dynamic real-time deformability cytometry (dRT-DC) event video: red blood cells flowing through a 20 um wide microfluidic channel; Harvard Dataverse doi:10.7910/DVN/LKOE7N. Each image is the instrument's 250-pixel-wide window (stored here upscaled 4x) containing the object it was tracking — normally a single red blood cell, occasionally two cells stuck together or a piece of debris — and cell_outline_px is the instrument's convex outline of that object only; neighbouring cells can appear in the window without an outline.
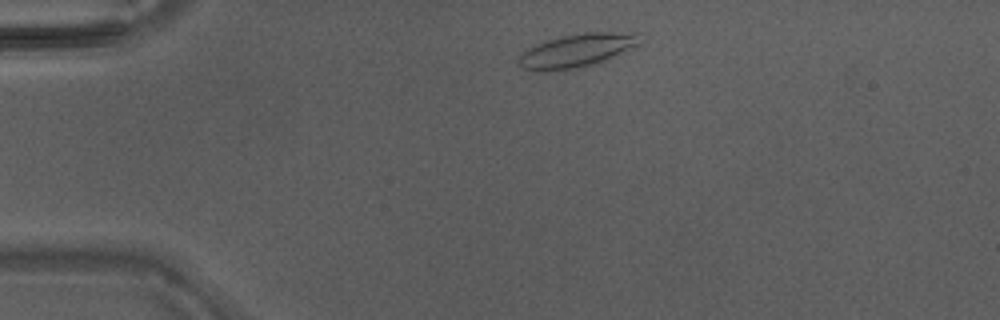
{"species": "Egyptian fruit bat (a non-hibernating species)", "species_latin": "Rousettus aegyptiacus", "temperature_condition": "warm", "stored_images_in_passage": 38, "camera_frame_rate_fps": 3000, "um_per_image_px": 0.085, "animal": {"sex": "male"}, "frame": {"image": 1, "passage_image": 3, "time_ms": 0.667, "image_size_px": [1000, 320], "cell_outline_px": [[640, 44], [608, 60], [576, 68], [548, 72], [532, 72], [516, 64], [516, 60], [528, 48], [536, 44], [548, 40], [564, 36], [584, 32], [640, 32]], "centroid_in_image_um": [49.03, 4.31], "position_along_channel_um": 36.0, "area_um2": 23.93}}
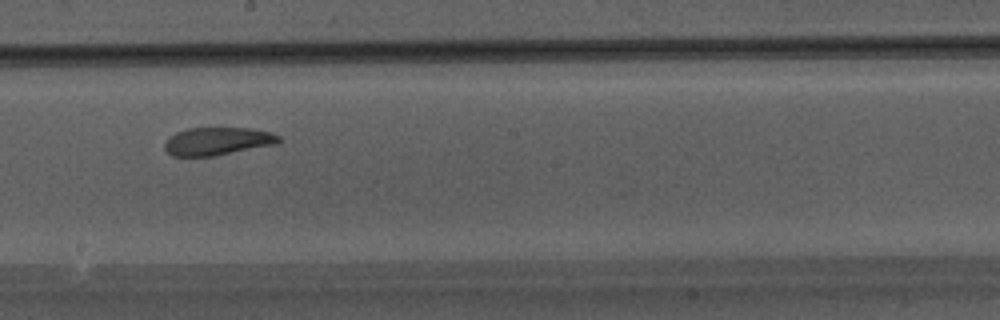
{"frame": {"image": 2, "passage_image": 19, "time_ms": 6.0, "image_size_px": [1000, 320], "cell_outline_px": [[280, 140], [276, 144], [212, 156], [172, 156], [164, 148], [164, 144], [176, 132], [188, 128], [252, 128], [272, 132], [280, 136]], "centroid_in_image_um": [18.51, 11.99], "position_along_channel_um": 229.7, "area_um2": 18.38}}
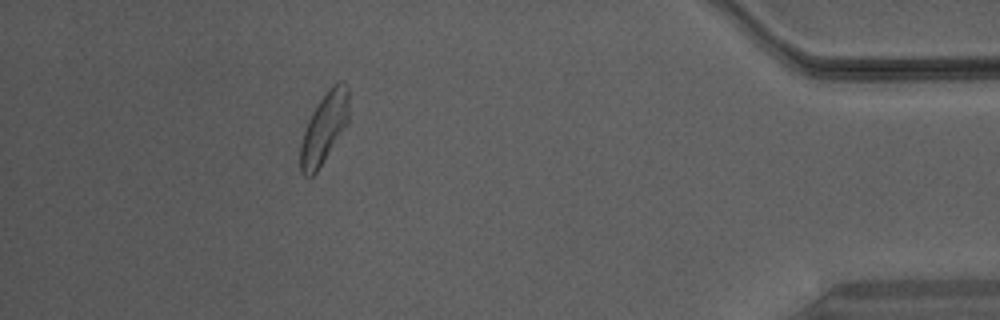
{"frame": {"image": 3, "passage_image": 34, "time_ms": 11.0, "image_size_px": [1000, 320], "cell_outline_px": [[348, 124], [316, 172], [312, 176], [304, 176], [300, 172], [300, 144], [308, 120], [316, 104], [328, 88], [336, 80], [344, 80], [348, 88]], "centroid_in_image_um": [27.56, 10.84], "position_along_channel_um": 407.6, "area_um2": 20.11}}